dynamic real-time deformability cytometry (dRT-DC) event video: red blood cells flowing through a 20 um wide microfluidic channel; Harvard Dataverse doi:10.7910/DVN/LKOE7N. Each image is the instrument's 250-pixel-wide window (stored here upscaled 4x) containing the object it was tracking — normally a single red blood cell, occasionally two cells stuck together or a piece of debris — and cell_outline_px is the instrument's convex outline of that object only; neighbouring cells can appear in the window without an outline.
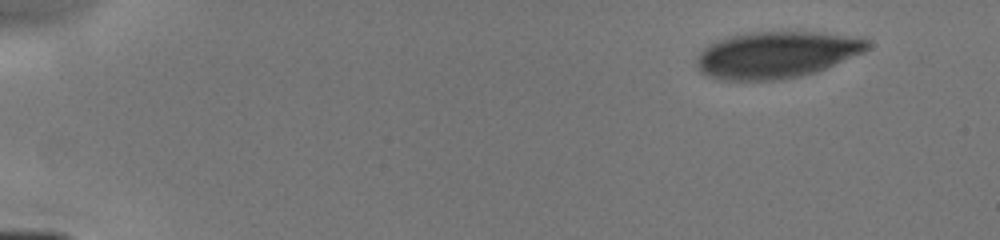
{"species": "human", "species_latin": "Homo sapiens", "temperature_condition": "cold", "stored_images_in_passage": 35, "camera_frame_rate_fps": 3000, "um_per_image_px": 0.085, "donor": {"sex": "male"}, "frame": {"image": 1, "passage_image": 1, "time_ms": 0.0, "image_size_px": [1000, 240], "cell_outline_px": [[868, 48], [864, 52], [816, 72], [800, 76], [780, 80], [720, 80], [708, 76], [700, 72], [696, 64], [696, 60], [700, 52], [704, 48], [728, 36], [752, 32], [812, 32], [840, 36], [864, 40], [868, 44]], "centroid_in_image_um": [65.91, 4.68], "position_along_channel_um": 19.1, "area_um2": 45.66}}
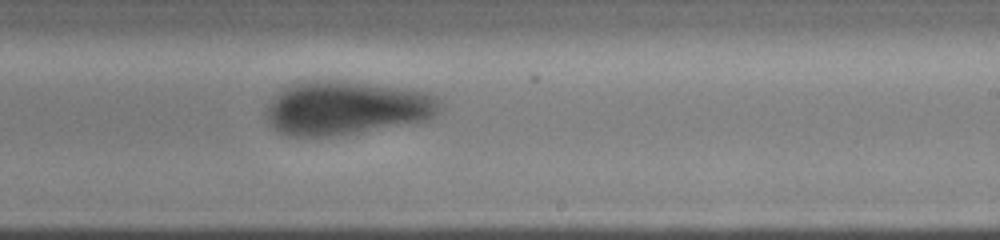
{"frame": {"image": 2, "passage_image": 17, "time_ms": 8.667, "image_size_px": [1000, 240], "cell_outline_px": [[444, 108], [440, 112], [424, 120], [328, 136], [288, 136], [280, 132], [268, 120], [264, 112], [272, 96], [296, 80], [344, 80], [400, 88], [424, 92], [440, 100]], "centroid_in_image_um": [29.37, 9.13], "position_along_channel_um": 259.6, "area_um2": 53.99}}
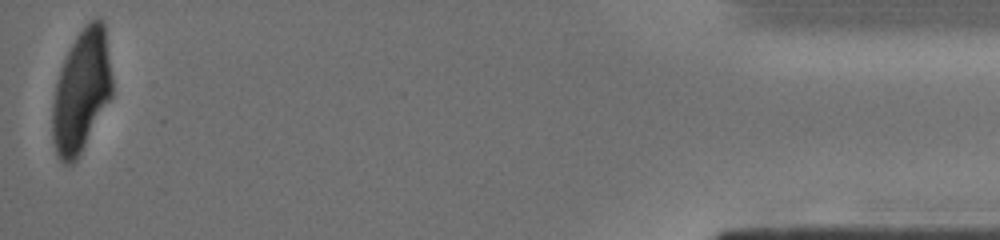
{"frame": {"image": 3, "passage_image": 34, "time_ms": 14.333, "image_size_px": [1000, 240], "cell_outline_px": [[112, 96], [76, 160], [72, 164], [64, 164], [56, 156], [52, 140], [52, 104], [56, 80], [60, 68], [76, 36], [84, 24], [88, 20], [96, 16], [100, 16], [104, 20], [112, 76]], "centroid_in_image_um": [6.91, 7.71], "position_along_channel_um": 428.3, "area_um2": 43.0}}